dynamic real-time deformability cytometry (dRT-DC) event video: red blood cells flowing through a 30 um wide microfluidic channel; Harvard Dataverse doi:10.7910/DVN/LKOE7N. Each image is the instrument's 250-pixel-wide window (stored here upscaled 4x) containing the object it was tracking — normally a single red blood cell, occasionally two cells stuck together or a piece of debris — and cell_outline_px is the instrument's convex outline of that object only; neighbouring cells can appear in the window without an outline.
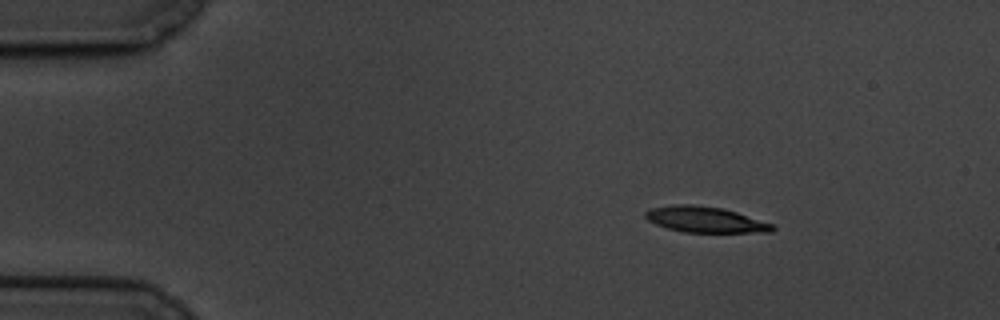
{"species": "common noctule bat (a hibernating species)", "species_latin": "Nyctalus noctula", "temperature_condition": "cold", "stored_images_in_passage": 52, "camera_frame_rate_fps": 3000, "um_per_image_px": 0.085, "animal": {"sex": "male", "body_mass_g": 19.5, "forearm_length_mm": 54.6}, "frame": {"image": 1, "passage_image": 1, "time_ms": 0.0, "image_size_px": [1000, 320], "cell_outline_px": [[776, 228], [772, 232], [684, 232], [668, 228], [656, 224], [648, 220], [644, 216], [644, 212], [648, 208], [676, 204], [692, 204], [720, 208], [736, 212], [772, 224]], "centroid_in_image_um": [59.89, 18.66], "position_along_channel_um": 25.1, "area_um2": 18.96}}
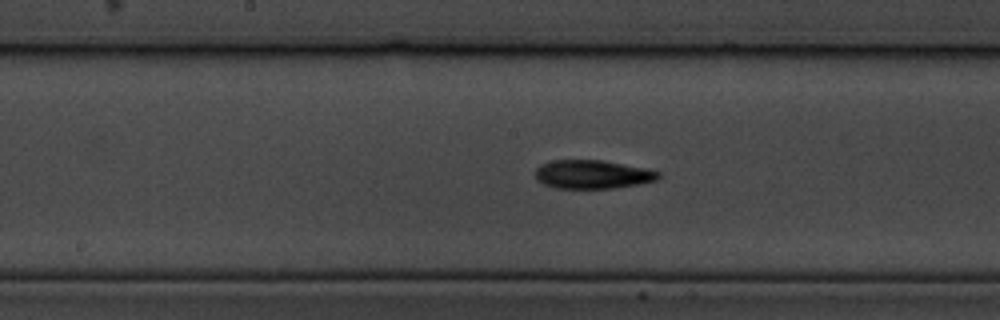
{"frame": {"image": 2, "passage_image": 23, "time_ms": 7.333, "image_size_px": [1000, 320], "cell_outline_px": [[660, 176], [656, 180], [640, 184], [612, 188], [556, 188], [544, 184], [536, 180], [536, 168], [540, 164], [552, 160], [600, 160], [644, 168], [660, 172]], "centroid_in_image_um": [50.33, 14.82], "position_along_channel_um": 197.9, "area_um2": 20.4}}
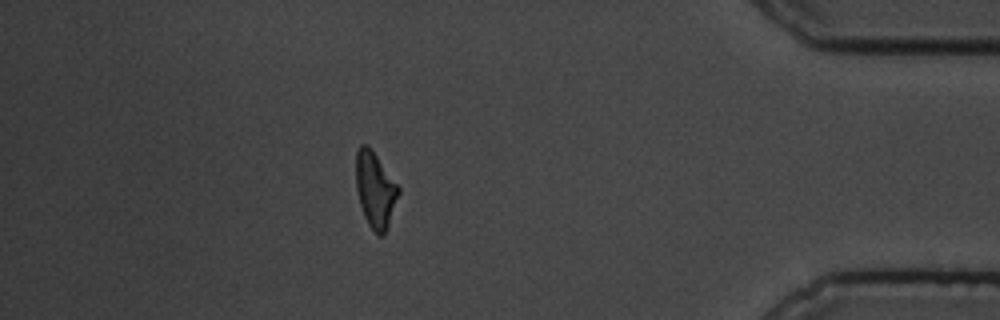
{"frame": {"image": 3, "passage_image": 45, "time_ms": 14.667, "image_size_px": [1000, 320], "cell_outline_px": [[400, 192], [384, 236], [380, 236], [368, 224], [364, 216], [360, 204], [356, 188], [356, 152], [360, 144], [368, 144], [372, 148], [400, 188]], "centroid_in_image_um": [31.89, 16.09], "position_along_channel_um": 403.3, "area_um2": 18.79}, "authors_computed_cell_mechanics": {"area_um2": 19.9121, "velocity_mm_per_s": 3.3456, "shape_relaxation_time_tau1_ms": 4.4509, "shape_relaxation_time_tau2_ms": null, "deformation_change_tau1": 0.1775, "deformation_change_tau2": null}}